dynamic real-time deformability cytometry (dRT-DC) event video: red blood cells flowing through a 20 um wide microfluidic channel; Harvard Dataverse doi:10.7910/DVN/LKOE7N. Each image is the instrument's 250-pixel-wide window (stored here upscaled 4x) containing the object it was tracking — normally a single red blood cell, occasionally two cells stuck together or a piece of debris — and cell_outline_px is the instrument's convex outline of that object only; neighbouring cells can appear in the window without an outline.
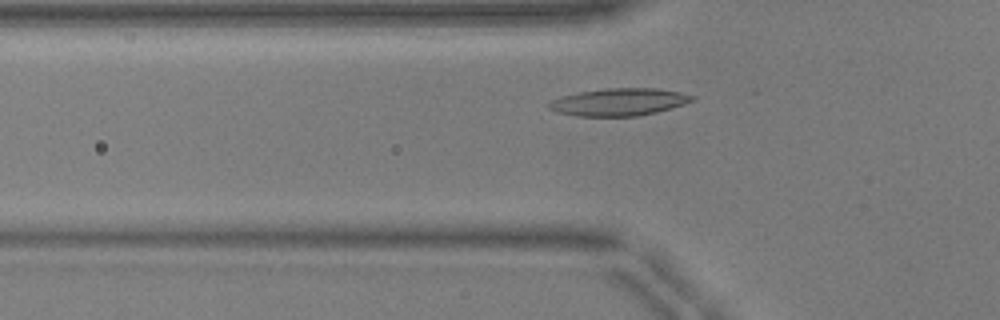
{"species": "common noctule bat (a hibernating species)", "species_latin": "Nyctalus noctula", "temperature_condition": "warm", "stored_images_in_passage": 22, "camera_frame_rate_fps": 3000, "um_per_image_px": 0.085, "animal": {"sex": "male", "body_mass_g": 17.9, "forearm_length_mm": 54.2}, "frame": {"image": 1, "passage_image": 10, "time_ms": 3.0, "image_size_px": [1000, 320], "cell_outline_px": [[696, 100], [684, 104], [656, 112], [636, 116], [576, 116], [556, 112], [548, 108], [548, 104], [552, 100], [560, 96], [580, 92], [608, 88], [656, 88], [680, 92], [696, 96]], "centroid_in_image_um": [52.62, 8.67], "position_along_channel_um": 73.2, "area_um2": 22.89}}
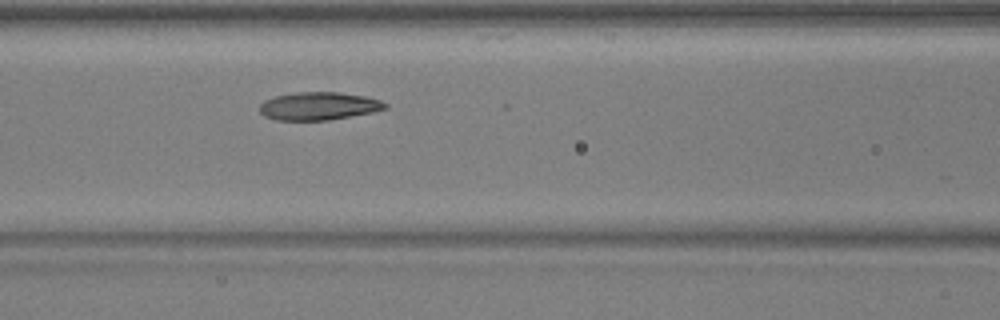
{"frame": {"image": 2, "passage_image": 15, "time_ms": 4.667, "image_size_px": [1000, 320], "cell_outline_px": [[388, 108], [372, 112], [328, 120], [276, 120], [264, 116], [260, 112], [260, 104], [264, 100], [276, 96], [300, 92], [340, 92], [364, 96], [380, 100], [388, 104]], "centroid_in_image_um": [27.09, 9.01], "position_along_channel_um": 139.5, "area_um2": 20.35}}
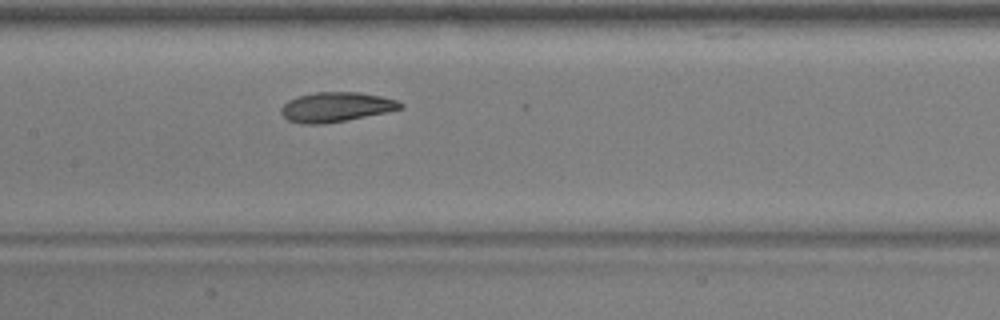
{"frame": {"image": 3, "passage_image": 18, "time_ms": 5.667, "image_size_px": [1000, 320], "cell_outline_px": [[404, 108], [388, 112], [324, 124], [300, 124], [288, 120], [280, 112], [280, 108], [288, 100], [296, 96], [316, 92], [360, 92], [380, 96], [396, 100], [404, 104]], "centroid_in_image_um": [28.55, 9.1], "position_along_channel_um": 178.8, "area_um2": 20.75}}